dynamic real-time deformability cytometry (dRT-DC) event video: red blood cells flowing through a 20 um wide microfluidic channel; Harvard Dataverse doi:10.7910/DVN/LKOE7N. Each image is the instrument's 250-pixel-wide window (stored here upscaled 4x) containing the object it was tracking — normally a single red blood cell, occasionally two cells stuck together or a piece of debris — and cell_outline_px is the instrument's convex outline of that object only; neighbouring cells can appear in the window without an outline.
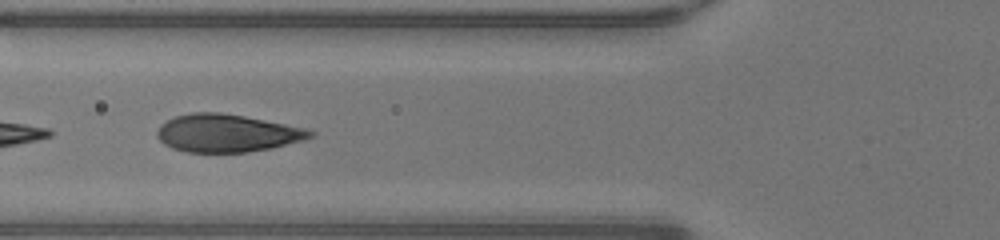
{"species": "human", "species_latin": "Homo sapiens", "temperature_condition": "warm", "stored_images_in_passage": 15, "camera_frame_rate_fps": 3000, "um_per_image_px": 0.085, "donor": {"sex": "male"}, "frame": {"image": 1, "passage_image": 7, "time_ms": 2.0, "image_size_px": [1000, 240], "cell_outline_px": [[316, 136], [304, 140], [272, 148], [248, 152], [188, 152], [172, 148], [164, 144], [156, 136], [156, 132], [160, 124], [176, 116], [192, 112], [220, 112], [244, 116], [304, 128], [316, 132]], "centroid_in_image_um": [19.29, 11.32], "position_along_channel_um": 106.5, "area_um2": 33.7}}
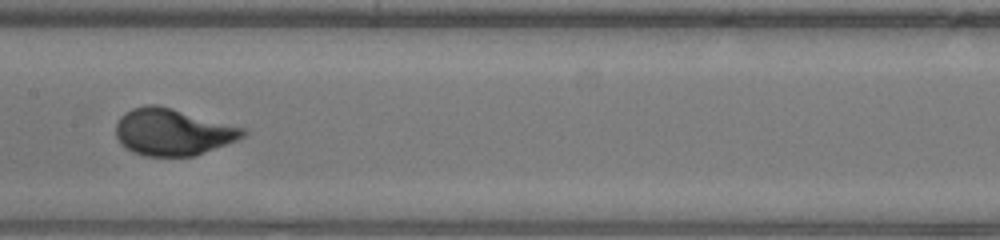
{"frame": {"image": 2, "passage_image": 13, "time_ms": 4.0, "image_size_px": [1000, 240], "cell_outline_px": [[248, 132], [244, 136], [236, 140], [196, 156], [144, 156], [132, 152], [120, 144], [116, 136], [116, 124], [120, 116], [124, 112], [132, 108], [144, 104], [156, 104], [172, 108], [248, 128]], "centroid_in_image_um": [14.68, 11.21], "position_along_channel_um": 192.7, "area_um2": 35.08}}